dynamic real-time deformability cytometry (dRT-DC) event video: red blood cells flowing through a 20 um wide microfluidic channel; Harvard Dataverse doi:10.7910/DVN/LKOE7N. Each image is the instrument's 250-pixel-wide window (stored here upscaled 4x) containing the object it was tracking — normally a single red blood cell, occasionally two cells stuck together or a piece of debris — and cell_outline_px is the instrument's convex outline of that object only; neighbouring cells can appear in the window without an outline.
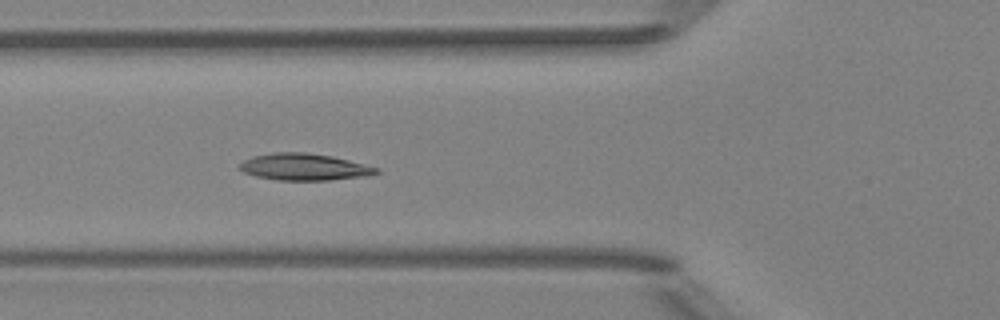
{"species": "Egyptian fruit bat (a non-hibernating species)", "species_latin": "Rousettus aegyptiacus", "temperature_condition": "room temperature", "stored_images_in_passage": 5, "camera_frame_rate_fps": 3000, "um_per_image_px": 0.085, "animal": {"sex": "female"}, "frame": {"image": 1, "passage_image": 5, "time_ms": 4.333, "image_size_px": [1000, 320], "cell_outline_px": [[380, 172], [368, 176], [328, 180], [276, 180], [256, 176], [244, 172], [240, 168], [240, 164], [244, 160], [252, 156], [272, 152], [304, 152], [332, 156], [380, 168]], "centroid_in_image_um": [25.87, 14.19], "position_along_channel_um": 99.9, "area_um2": 21.33}}